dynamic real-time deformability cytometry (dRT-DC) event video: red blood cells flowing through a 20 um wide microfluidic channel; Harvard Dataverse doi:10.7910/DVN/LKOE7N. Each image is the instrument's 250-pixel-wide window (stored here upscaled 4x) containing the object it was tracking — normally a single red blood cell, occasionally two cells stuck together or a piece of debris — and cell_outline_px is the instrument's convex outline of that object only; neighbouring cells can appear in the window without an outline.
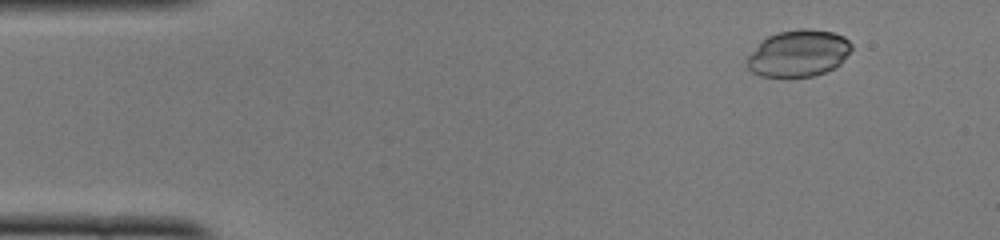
{"species": "common noctule bat (a hibernating species)", "species_latin": "Nyctalus noctula", "temperature_condition": "cold", "stored_images_in_passage": 46, "camera_frame_rate_fps": 3000, "um_per_image_px": 0.085, "animal": {"sex": "female", "body_mass_g": 22.0, "forearm_length_mm": 56.7}, "frame": {"image": 1, "passage_image": 1, "time_ms": 0.0, "image_size_px": [1000, 240], "cell_outline_px": [[852, 48], [840, 64], [824, 72], [812, 76], [788, 80], [760, 76], [752, 72], [748, 68], [748, 56], [768, 36], [776, 32], [800, 28], [812, 28], [832, 32], [844, 36], [852, 44]], "centroid_in_image_um": [67.87, 4.56], "position_along_channel_um": 17.1, "area_um2": 28.9}}
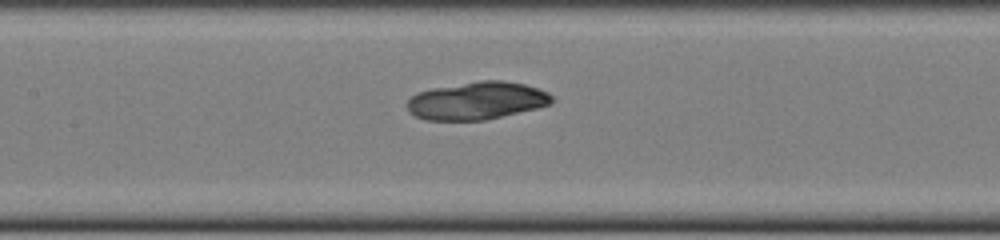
{"frame": {"image": 2, "passage_image": 19, "time_ms": 6.0, "image_size_px": [1000, 240], "cell_outline_px": [[552, 104], [536, 108], [484, 120], [424, 120], [408, 112], [408, 100], [416, 92], [432, 88], [480, 80], [500, 80], [524, 84], [548, 92], [552, 96]], "centroid_in_image_um": [40.51, 8.56], "position_along_channel_um": 166.9, "area_um2": 31.67}}
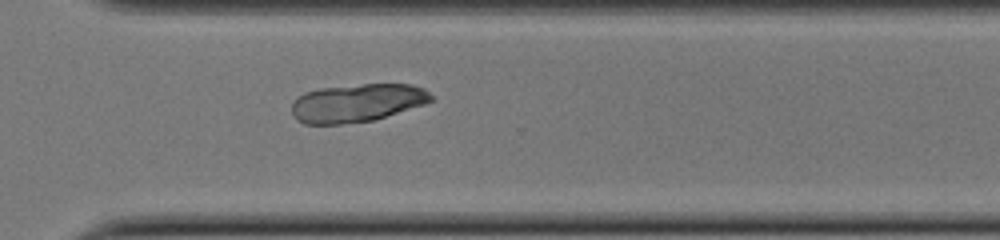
{"frame": {"image": 3, "passage_image": 32, "time_ms": 10.333, "image_size_px": [1000, 240], "cell_outline_px": [[436, 100], [424, 104], [372, 120], [340, 124], [304, 124], [296, 120], [292, 112], [292, 100], [304, 92], [320, 88], [364, 84], [412, 84], [424, 88]], "centroid_in_image_um": [30.33, 8.74], "position_along_channel_um": 340.3, "area_um2": 30.98}}